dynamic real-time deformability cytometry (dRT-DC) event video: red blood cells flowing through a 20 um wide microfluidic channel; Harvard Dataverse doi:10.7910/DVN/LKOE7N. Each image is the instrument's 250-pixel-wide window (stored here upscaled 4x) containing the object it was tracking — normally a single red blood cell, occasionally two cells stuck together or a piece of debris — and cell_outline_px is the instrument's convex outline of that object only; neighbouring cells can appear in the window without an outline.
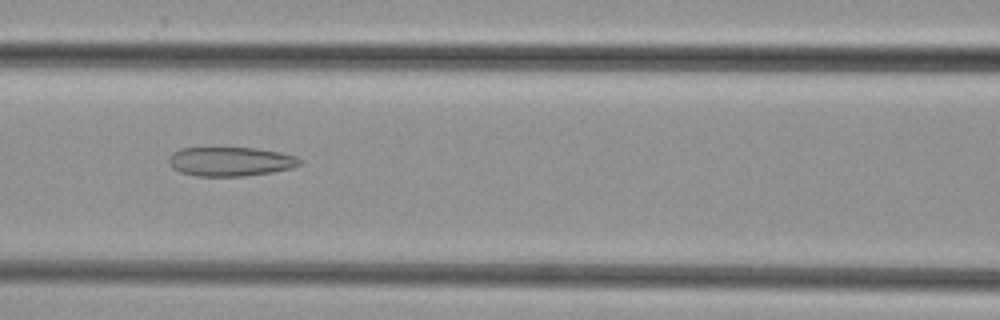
{"species": "common noctule bat (a hibernating species)", "species_latin": "Nyctalus noctula", "temperature_condition": "cold", "stored_images_in_passage": 46, "camera_frame_rate_fps": 3000, "um_per_image_px": 0.085, "animal": {"sex": "female", "body_mass_g": 29.2, "forearm_length_mm": 56.3}, "frame": {"image": 1, "passage_image": 18, "time_ms": 5.667, "image_size_px": [1000, 320], "cell_outline_px": [[304, 160], [300, 164], [292, 168], [272, 172], [244, 176], [196, 176], [180, 172], [172, 168], [168, 160], [168, 156], [172, 152], [180, 148], [256, 148], [280, 152], [296, 156]], "centroid_in_image_um": [19.59, 13.73], "position_along_channel_um": 147.0, "area_um2": 22.43}}
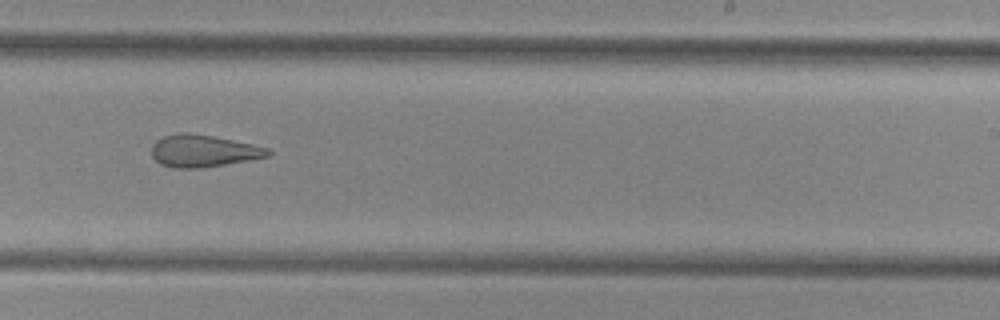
{"frame": {"image": 2, "passage_image": 27, "time_ms": 8.667, "image_size_px": [1000, 320], "cell_outline_px": [[272, 152], [268, 156], [248, 160], [200, 168], [172, 168], [160, 164], [152, 156], [152, 144], [156, 140], [164, 136], [180, 132], [188, 132], [212, 136], [252, 144], [268, 148]], "centroid_in_image_um": [17.24, 12.82], "position_along_channel_um": 271.8, "area_um2": 21.68}}
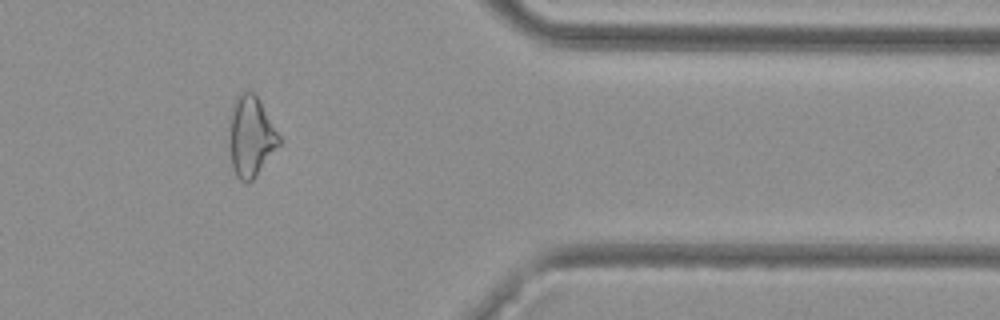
{"frame": {"image": 3, "passage_image": 37, "time_ms": 12.0, "image_size_px": [1000, 320], "cell_outline_px": [[280, 144], [256, 176], [252, 180], [240, 180], [236, 176], [232, 168], [228, 140], [228, 116], [232, 104], [240, 92], [252, 92], [256, 96], [280, 136]], "centroid_in_image_um": [21.27, 11.59], "position_along_channel_um": 390.1, "area_um2": 23.41}}